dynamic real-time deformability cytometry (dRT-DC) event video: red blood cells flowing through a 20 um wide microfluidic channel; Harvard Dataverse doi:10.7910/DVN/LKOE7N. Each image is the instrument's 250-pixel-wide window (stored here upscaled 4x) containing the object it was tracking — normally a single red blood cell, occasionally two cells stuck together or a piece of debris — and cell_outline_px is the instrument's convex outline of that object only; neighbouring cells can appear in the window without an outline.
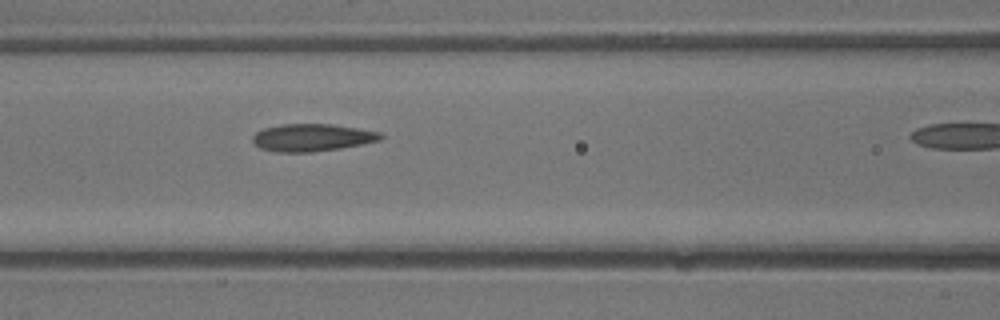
{"species": "common noctule bat (a hibernating species)", "species_latin": "Nyctalus noctula", "temperature_condition": "warm", "stored_images_in_passage": 9, "segment_of_instrument_passage": [1, 2], "camera_frame_rate_fps": 3000, "um_per_image_px": 0.085, "animal": {"sex": "male", "body_mass_g": 13.3}, "frame": {"image": 1, "passage_image": 8, "time_ms": 2.333, "image_size_px": [1000, 320], "cell_outline_px": [[384, 136], [380, 140], [340, 148], [312, 152], [276, 152], [260, 148], [252, 140], [252, 136], [256, 132], [264, 128], [280, 124], [332, 124], [380, 132]], "centroid_in_image_um": [26.5, 11.69], "position_along_channel_um": 140.1, "area_um2": 20.35}}